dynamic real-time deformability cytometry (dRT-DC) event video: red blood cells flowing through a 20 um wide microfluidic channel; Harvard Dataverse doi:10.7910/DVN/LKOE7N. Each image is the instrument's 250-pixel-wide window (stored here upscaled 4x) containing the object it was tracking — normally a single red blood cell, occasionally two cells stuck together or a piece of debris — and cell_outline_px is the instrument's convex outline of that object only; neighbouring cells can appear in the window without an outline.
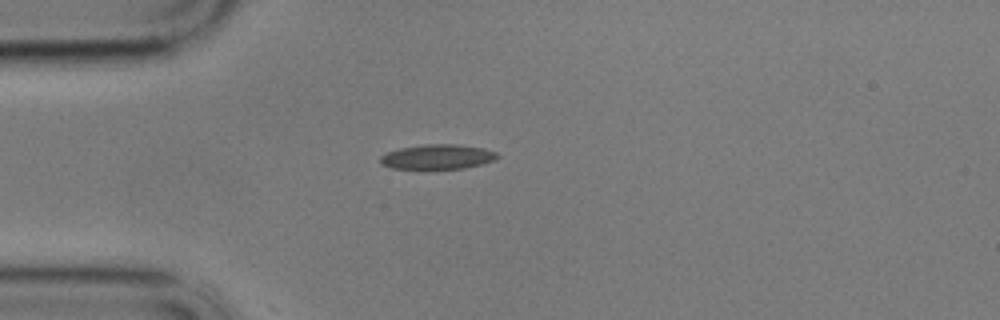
{"species": "common noctule bat (a hibernating species)", "species_latin": "Nyctalus noctula", "temperature_condition": "cold", "stored_images_in_passage": 3, "camera_frame_rate_fps": 3000, "um_per_image_px": 0.085, "animal": {"sex": "male", "body_mass_g": 17.9}, "frame": {"image": 1, "passage_image": 1, "time_ms": 0.0, "image_size_px": [1000, 320], "cell_outline_px": [[500, 156], [492, 160], [480, 164], [464, 168], [424, 172], [392, 168], [380, 164], [380, 156], [388, 152], [400, 148], [424, 144], [456, 144], [484, 148], [496, 152]], "centroid_in_image_um": [37.12, 13.38], "position_along_channel_um": 47.9, "area_um2": 17.69}}